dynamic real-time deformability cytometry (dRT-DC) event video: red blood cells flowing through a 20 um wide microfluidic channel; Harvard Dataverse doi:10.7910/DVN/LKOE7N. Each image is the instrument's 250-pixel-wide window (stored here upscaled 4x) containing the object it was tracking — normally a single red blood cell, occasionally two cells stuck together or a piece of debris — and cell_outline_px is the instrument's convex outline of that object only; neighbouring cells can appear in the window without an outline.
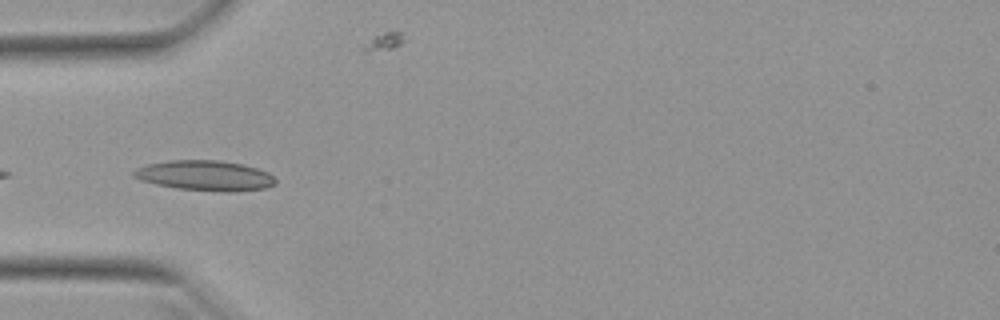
{"species": "Egyptian fruit bat (a non-hibernating species)", "species_latin": "Rousettus aegyptiacus", "temperature_condition": "warm", "stored_images_in_passage": 9, "camera_frame_rate_fps": 3000, "um_per_image_px": 0.085, "animal": {"sex": "female"}, "frame": {"image": 1, "passage_image": 7, "time_ms": 2.0, "image_size_px": [1000, 320], "cell_outline_px": [[276, 184], [268, 188], [232, 192], [224, 192], [176, 188], [156, 184], [140, 180], [132, 176], [132, 172], [136, 168], [148, 164], [168, 160], [220, 160], [240, 164], [256, 168], [268, 172], [276, 180]], "centroid_in_image_um": [17.43, 14.93], "position_along_channel_um": 67.6, "area_um2": 25.03}}